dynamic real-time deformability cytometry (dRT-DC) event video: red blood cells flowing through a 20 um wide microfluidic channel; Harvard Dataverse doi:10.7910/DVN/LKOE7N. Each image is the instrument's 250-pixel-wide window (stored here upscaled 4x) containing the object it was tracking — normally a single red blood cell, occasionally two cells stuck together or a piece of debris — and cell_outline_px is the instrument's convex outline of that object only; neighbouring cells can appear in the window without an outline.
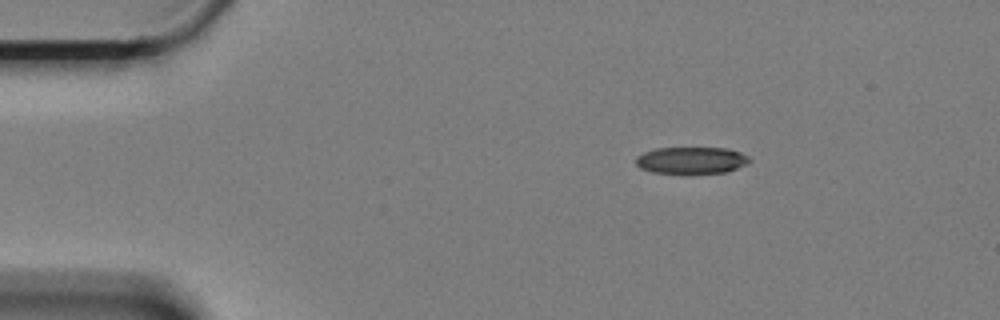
{"species": "Egyptian fruit bat (a non-hibernating species)", "species_latin": "Rousettus aegyptiacus", "temperature_condition": "cold", "stored_images_in_passage": 27, "camera_frame_rate_fps": 3000, "um_per_image_px": 0.085, "animal": {"sex": "female"}, "frame": {"image": 1, "passage_image": 5, "time_ms": 1.333, "image_size_px": [1000, 320], "cell_outline_px": [[752, 160], [748, 164], [728, 172], [684, 176], [652, 172], [640, 168], [636, 164], [636, 156], [644, 152], [656, 148], [724, 148], [740, 152], [748, 156]], "centroid_in_image_um": [58.77, 13.67], "position_along_channel_um": 26.2, "area_um2": 18.61}}
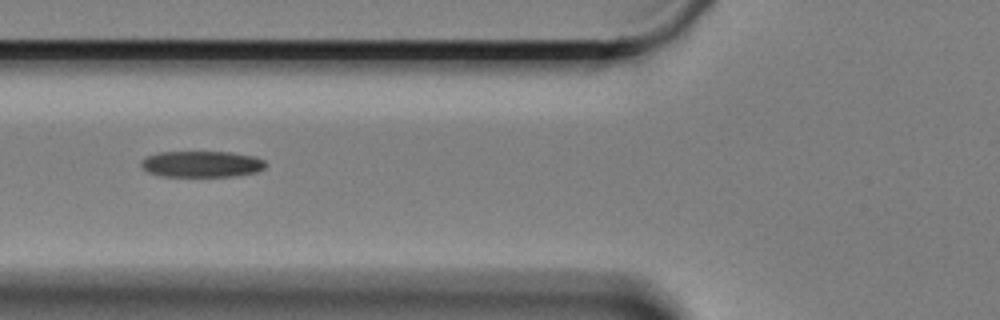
{"frame": {"image": 2, "passage_image": 18, "time_ms": 5.667, "image_size_px": [1000, 320], "cell_outline_px": [[268, 164], [264, 168], [256, 172], [236, 176], [160, 176], [148, 172], [140, 168], [140, 160], [144, 156], [160, 152], [228, 152], [256, 156], [264, 160]], "centroid_in_image_um": [17.11, 13.94], "position_along_channel_um": 108.7, "area_um2": 19.31}}
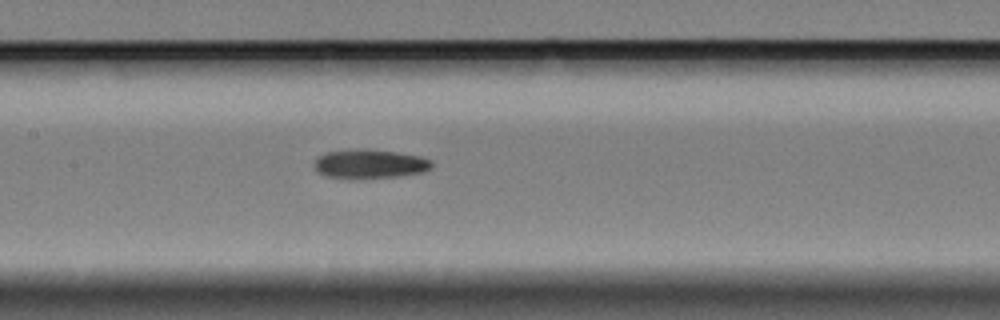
{"frame": {"image": 3, "passage_image": 24, "time_ms": 7.667, "image_size_px": [1000, 320], "cell_outline_px": [[432, 168], [424, 172], [396, 176], [328, 176], [316, 172], [312, 164], [324, 152], [364, 148], [396, 152], [420, 156], [432, 160]], "centroid_in_image_um": [31.45, 13.89], "position_along_channel_um": 175.9, "area_um2": 19.31}}